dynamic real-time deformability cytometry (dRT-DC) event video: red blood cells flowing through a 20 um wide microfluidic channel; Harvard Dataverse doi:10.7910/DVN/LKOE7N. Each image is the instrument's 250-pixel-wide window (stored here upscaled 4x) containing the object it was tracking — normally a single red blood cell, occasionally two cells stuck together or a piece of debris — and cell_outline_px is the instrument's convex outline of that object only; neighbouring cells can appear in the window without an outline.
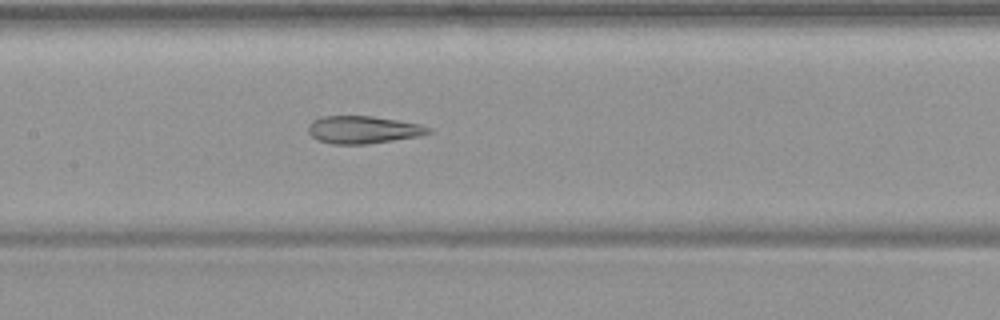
{"species": "common noctule bat (a hibernating species)", "species_latin": "Nyctalus noctula", "temperature_condition": "warm", "stored_images_in_passage": 37, "camera_frame_rate_fps": 3000, "um_per_image_px": 0.085, "animal": {"sex": "female", "body_mass_g": 19.9}, "frame": {"image": 1, "passage_image": 16, "time_ms": 5.0, "image_size_px": [1000, 320], "cell_outline_px": [[432, 132], [420, 136], [364, 144], [332, 144], [320, 140], [312, 136], [308, 132], [308, 124], [312, 120], [324, 116], [372, 116], [420, 124], [432, 128]], "centroid_in_image_um": [30.87, 11.02], "position_along_channel_um": 176.5, "area_um2": 19.19}}
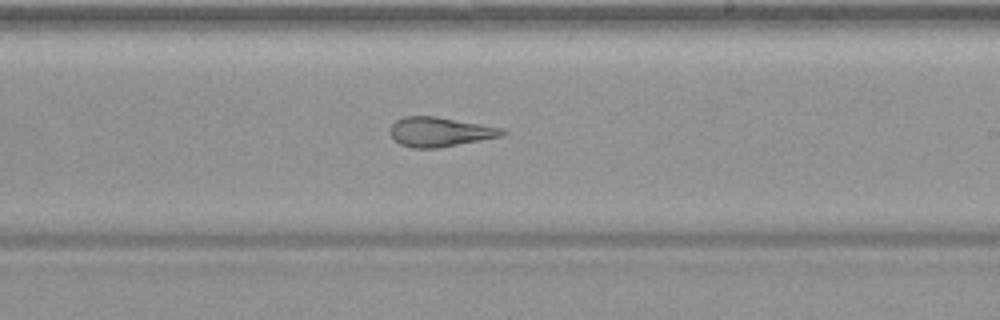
{"frame": {"image": 2, "passage_image": 22, "time_ms": 7.0, "image_size_px": [1000, 320], "cell_outline_px": [[508, 132], [504, 136], [440, 148], [412, 148], [400, 144], [392, 136], [392, 124], [396, 120], [404, 116], [436, 116], [504, 128]], "centroid_in_image_um": [37.46, 11.21], "position_along_channel_um": 251.5, "area_um2": 19.36}}
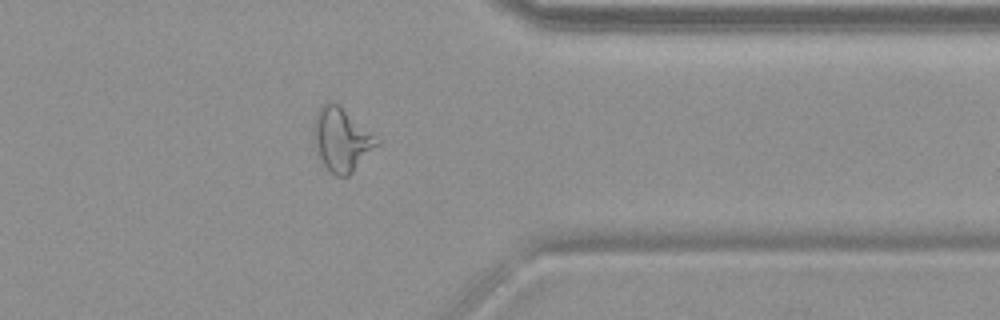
{"frame": {"image": 3, "passage_image": 33, "time_ms": 10.667, "image_size_px": [1000, 320], "cell_outline_px": [[380, 144], [348, 176], [336, 176], [324, 164], [320, 156], [316, 144], [312, 124], [316, 112], [328, 100], [332, 100], [340, 104], [380, 140]], "centroid_in_image_um": [29.05, 11.81], "position_along_channel_um": 382.3, "area_um2": 23.18}, "authors_computed_cell_mechanics": {"area_um2": 20.0566, "velocity_mm_per_s": 3.7796, "shape_relaxation_time_tau1_ms": null, "shape_relaxation_time_tau2_ms": 2.2402, "deformation_change_tau1": null, "deformation_change_tau2": 0.1321}}